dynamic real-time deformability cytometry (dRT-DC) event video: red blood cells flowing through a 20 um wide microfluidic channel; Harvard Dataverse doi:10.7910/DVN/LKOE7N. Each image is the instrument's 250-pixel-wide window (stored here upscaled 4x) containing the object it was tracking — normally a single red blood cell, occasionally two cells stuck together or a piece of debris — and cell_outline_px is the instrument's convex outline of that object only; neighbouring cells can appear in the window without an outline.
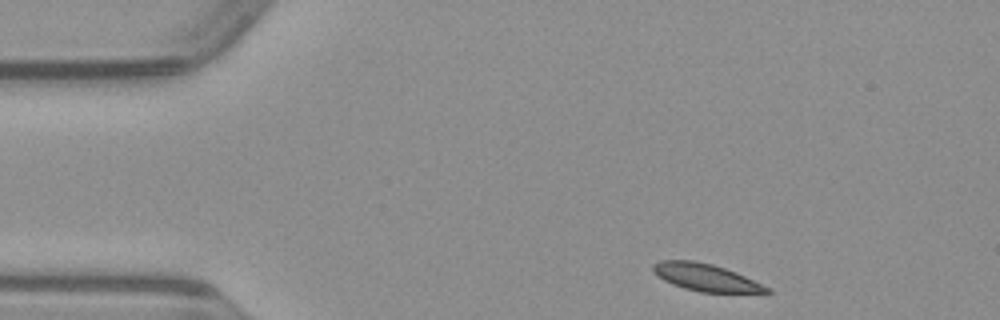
{"species": "common noctule bat (a hibernating species)", "species_latin": "Nyctalus noctula", "temperature_condition": "warm", "stored_images_in_passage": 44, "camera_frame_rate_fps": 3000, "um_per_image_px": 0.085, "animal": {"sex": "male", "body_mass_g": 23.1, "forearm_length_mm": 52.7}, "frame": {"image": 1, "passage_image": 1, "time_ms": 0.0, "image_size_px": [1000, 320], "cell_outline_px": [[772, 292], [768, 296], [764, 296], [700, 292], [684, 288], [672, 284], [664, 280], [652, 272], [652, 264], [660, 260], [692, 260], [712, 264], [736, 272], [768, 288]], "centroid_in_image_um": [60.1, 23.64], "position_along_channel_um": 24.9, "area_um2": 18.84}}
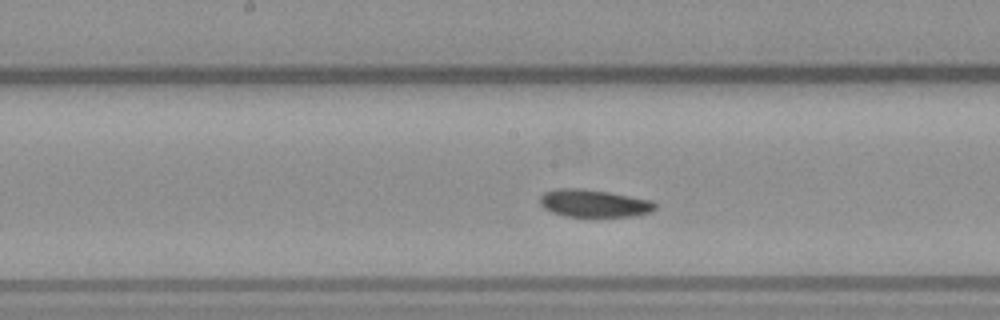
{"frame": {"image": 2, "passage_image": 19, "time_ms": 6.0, "image_size_px": [1000, 320], "cell_outline_px": [[656, 208], [652, 212], [632, 216], [564, 216], [552, 212], [544, 208], [540, 204], [540, 196], [544, 192], [556, 188], [584, 188], [608, 192], [652, 200], [656, 204]], "centroid_in_image_um": [50.47, 17.27], "position_along_channel_um": 197.7, "area_um2": 18.55}}
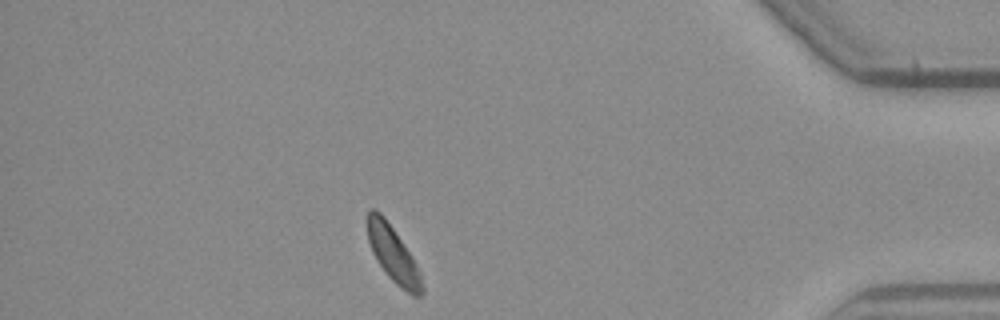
{"frame": {"image": 3, "passage_image": 38, "time_ms": 12.333, "image_size_px": [1000, 320], "cell_outline_px": [[424, 292], [420, 296], [412, 296], [400, 288], [388, 276], [376, 260], [372, 252], [368, 240], [368, 212], [372, 208], [376, 208], [384, 216], [412, 256], [420, 272], [424, 288]], "centroid_in_image_um": [33.43, 21.65], "position_along_channel_um": 401.8, "area_um2": 17.69}}